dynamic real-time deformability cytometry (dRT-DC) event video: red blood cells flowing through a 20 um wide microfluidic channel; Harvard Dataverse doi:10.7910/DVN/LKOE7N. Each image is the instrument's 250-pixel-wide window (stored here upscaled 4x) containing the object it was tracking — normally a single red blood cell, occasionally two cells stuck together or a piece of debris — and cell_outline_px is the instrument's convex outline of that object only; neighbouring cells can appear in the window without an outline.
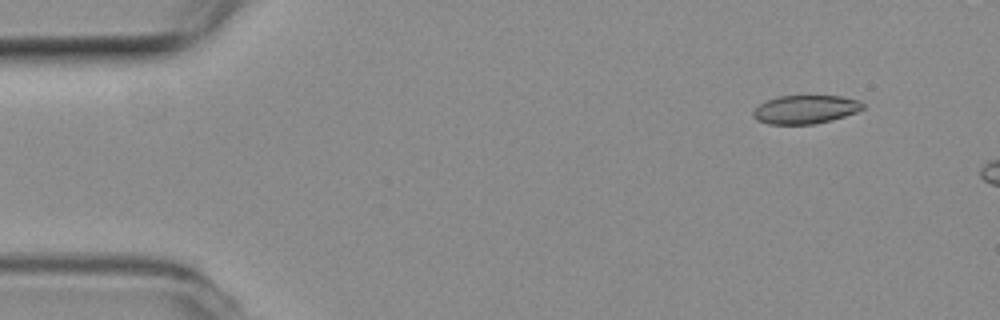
{"species": "common noctule bat (a hibernating species)", "species_latin": "Nyctalus noctula", "temperature_condition": "room temperature", "stored_images_in_passage": 3, "camera_frame_rate_fps": 3000, "um_per_image_px": 0.085, "animal": {"sex": "female", "body_mass_g": 19.3, "forearm_length_mm": 54.1}, "frame": {"image": 1, "passage_image": 1, "time_ms": 0.0, "image_size_px": [1000, 320], "cell_outline_px": [[864, 108], [856, 112], [832, 120], [816, 124], [768, 124], [756, 120], [752, 116], [752, 112], [760, 104], [768, 100], [780, 96], [840, 96], [860, 100], [864, 104]], "centroid_in_image_um": [68.47, 9.31], "position_along_channel_um": 16.5, "area_um2": 18.21}}